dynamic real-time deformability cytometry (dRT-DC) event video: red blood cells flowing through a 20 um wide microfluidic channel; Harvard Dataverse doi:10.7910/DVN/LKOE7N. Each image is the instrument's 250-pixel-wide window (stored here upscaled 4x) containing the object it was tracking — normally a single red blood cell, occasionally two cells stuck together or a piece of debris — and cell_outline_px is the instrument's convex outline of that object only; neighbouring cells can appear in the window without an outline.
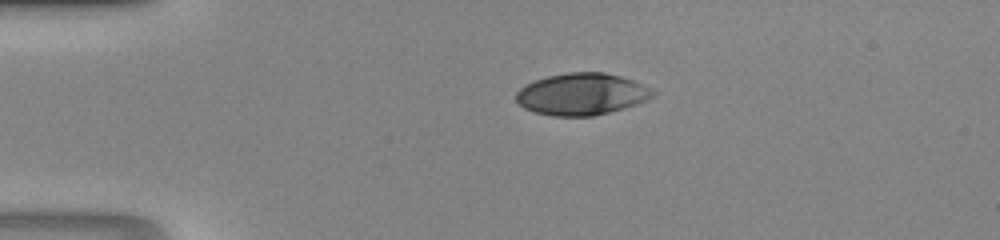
{"species": "human", "species_latin": "Homo sapiens", "temperature_condition": "room temperature", "stored_images_in_passage": 37, "camera_frame_rate_fps": 3000, "um_per_image_px": 0.085, "donor": {"sex": "male"}, "frame": {"image": 1, "passage_image": 1, "time_ms": 0.0, "image_size_px": [1000, 240], "cell_outline_px": [[656, 92], [652, 96], [636, 104], [624, 108], [592, 116], [552, 116], [536, 112], [524, 108], [516, 100], [516, 92], [524, 84], [548, 76], [568, 72], [604, 72], [620, 76], [632, 80], [652, 88]], "centroid_in_image_um": [49.43, 7.99], "position_along_channel_um": 35.6, "area_um2": 33.18}}
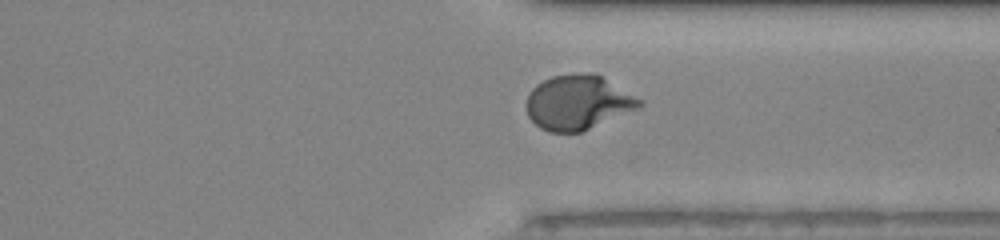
{"frame": {"image": 2, "passage_image": 26, "time_ms": 8.333, "image_size_px": [1000, 240], "cell_outline_px": [[644, 104], [640, 108], [580, 132], [548, 132], [540, 128], [528, 116], [524, 104], [528, 92], [536, 84], [552, 76], [588, 72], [600, 76], [644, 100]], "centroid_in_image_um": [49.1, 8.71], "position_along_channel_um": 362.3, "area_um2": 36.07}}
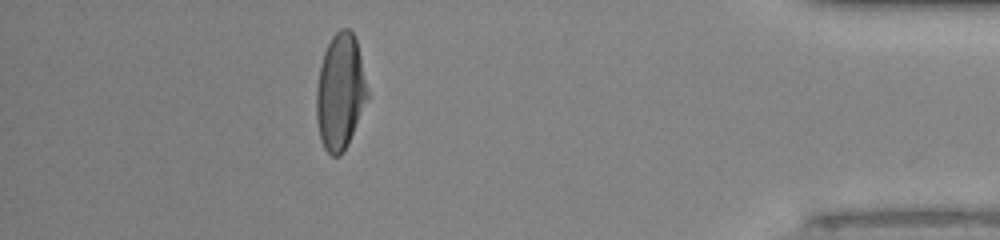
{"frame": {"image": 3, "passage_image": 32, "time_ms": 10.333, "image_size_px": [1000, 240], "cell_outline_px": [[368, 96], [348, 144], [340, 156], [332, 156], [324, 148], [320, 140], [316, 120], [316, 88], [320, 64], [324, 52], [332, 36], [340, 28], [348, 28], [356, 36], [368, 92]], "centroid_in_image_um": [28.9, 7.8], "position_along_channel_um": 406.3, "area_um2": 34.45}}